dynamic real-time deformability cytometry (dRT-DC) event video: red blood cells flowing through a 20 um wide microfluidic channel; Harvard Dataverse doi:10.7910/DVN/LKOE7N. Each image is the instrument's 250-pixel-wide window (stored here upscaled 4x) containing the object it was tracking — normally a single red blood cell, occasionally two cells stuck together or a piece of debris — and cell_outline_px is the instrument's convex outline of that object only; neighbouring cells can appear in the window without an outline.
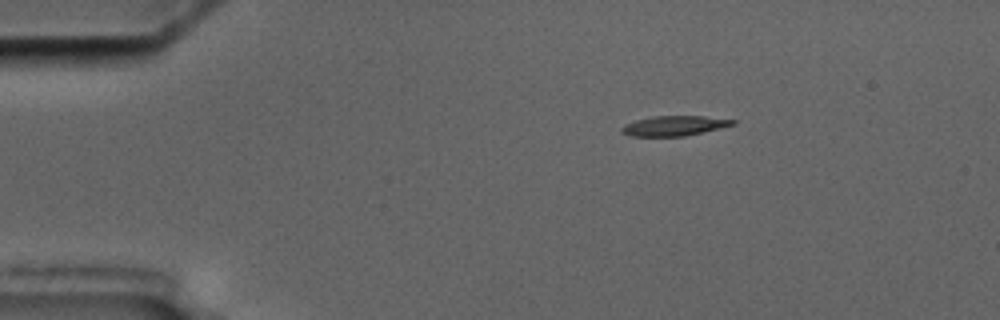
{"species": "common noctule bat (a hibernating species)", "species_latin": "Nyctalus noctula", "temperature_condition": "cold", "stored_images_in_passage": 4, "segment_of_instrument_passage": [1, 2], "camera_frame_rate_fps": 3000, "um_per_image_px": 0.085, "animal": {"sex": "male", "body_mass_g": 17.5, "forearm_length_mm": 52.3}, "frame": {"image": 1, "passage_image": 1, "time_ms": 0.0, "image_size_px": [1000, 320], "cell_outline_px": [[736, 124], [720, 128], [684, 136], [632, 136], [620, 132], [620, 128], [624, 124], [636, 120], [652, 116], [704, 116], [736, 120]], "centroid_in_image_um": [57.29, 10.68], "position_along_channel_um": 27.7, "area_um2": 12.89}}